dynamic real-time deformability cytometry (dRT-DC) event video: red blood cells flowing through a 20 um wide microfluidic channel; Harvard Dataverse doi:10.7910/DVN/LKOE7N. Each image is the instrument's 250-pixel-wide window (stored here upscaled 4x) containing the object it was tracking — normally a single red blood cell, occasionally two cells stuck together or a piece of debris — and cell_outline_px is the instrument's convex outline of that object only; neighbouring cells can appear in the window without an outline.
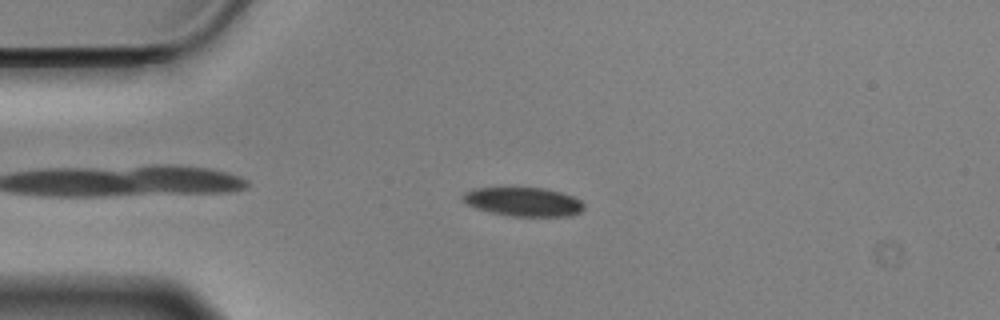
{"species": "Egyptian fruit bat (a non-hibernating species)", "species_latin": "Rousettus aegyptiacus", "temperature_condition": "cold", "stored_images_in_passage": 51, "camera_frame_rate_fps": 3000, "um_per_image_px": 0.085, "animal": {"sex": "male"}, "frame": {"image": 1, "passage_image": 7, "time_ms": 2.0, "image_size_px": [1000, 320], "cell_outline_px": [[584, 208], [580, 212], [572, 216], [512, 216], [492, 212], [476, 208], [460, 200], [460, 196], [464, 192], [472, 188], [544, 188], [560, 192], [572, 196], [580, 200], [584, 204]], "centroid_in_image_um": [44.47, 17.15], "position_along_channel_um": 40.5, "area_um2": 20.4}}
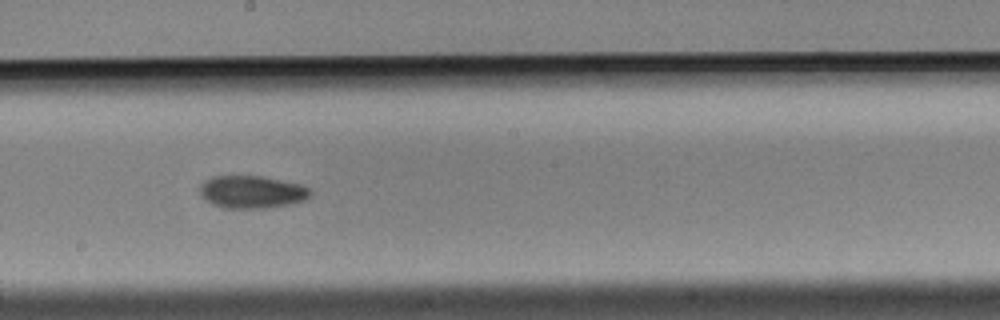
{"frame": {"image": 2, "passage_image": 25, "time_ms": 8.0, "image_size_px": [1000, 320], "cell_outline_px": [[312, 196], [308, 200], [288, 204], [264, 208], [224, 208], [212, 204], [204, 200], [200, 196], [200, 184], [204, 180], [212, 176], [260, 176], [300, 184], [308, 188], [312, 192]], "centroid_in_image_um": [21.39, 16.32], "position_along_channel_um": 226.8, "area_um2": 21.15}}
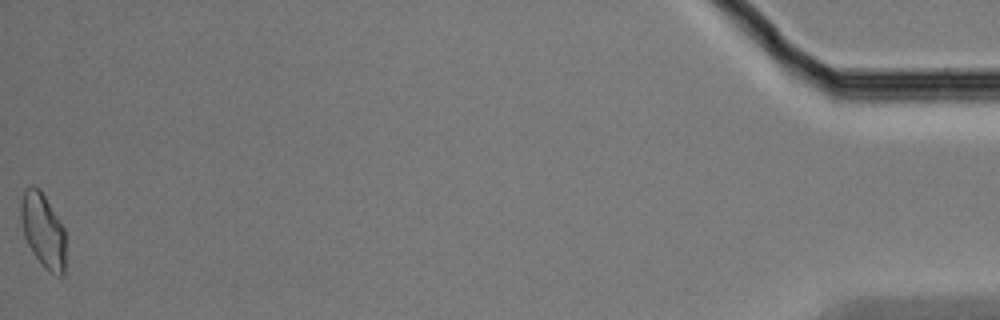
{"frame": {"image": 3, "passage_image": 51, "time_ms": 16.667, "image_size_px": [1000, 320], "cell_outline_px": [[64, 276], [60, 276], [52, 272], [36, 256], [28, 244], [24, 236], [20, 216], [20, 204], [24, 188], [28, 184], [32, 184], [40, 188], [64, 228]], "centroid_in_image_um": [3.63, 19.48], "position_along_channel_um": 431.6, "area_um2": 19.07}, "authors_computed_cell_mechanics": {"area_um2": 20.4034, "velocity_mm_per_s": 3.5047, "shape_relaxation_time_tau1_ms": 3.9137, "shape_relaxation_time_tau2_ms": 10.5402, "deformation_change_tau1": 0.0959, "deformation_change_tau2": 0.1664}}